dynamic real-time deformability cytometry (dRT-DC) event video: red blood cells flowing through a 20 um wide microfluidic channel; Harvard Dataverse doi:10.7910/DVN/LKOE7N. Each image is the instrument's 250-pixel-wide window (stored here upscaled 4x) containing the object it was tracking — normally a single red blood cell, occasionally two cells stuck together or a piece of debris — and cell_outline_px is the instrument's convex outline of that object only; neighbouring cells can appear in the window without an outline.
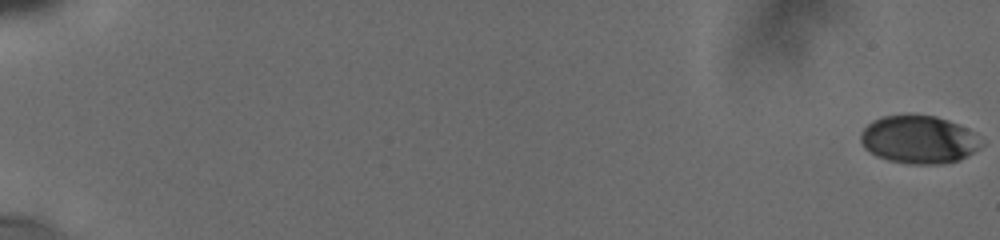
{"species": "human", "species_latin": "Homo sapiens", "temperature_condition": "cold", "stored_images_in_passage": 39, "camera_frame_rate_fps": 3000, "um_per_image_px": 0.085, "donor": {"sex": "male"}, "frame": {"image": 1, "passage_image": 1, "time_ms": 0.0, "image_size_px": [1000, 240], "cell_outline_px": [[984, 144], [980, 148], [960, 160], [940, 164], [908, 164], [888, 160], [876, 156], [864, 148], [860, 140], [860, 132], [872, 120], [884, 116], [936, 116], [948, 120], [972, 132]], "centroid_in_image_um": [78.07, 11.89], "position_along_channel_um": 6.9, "area_um2": 33.47}}
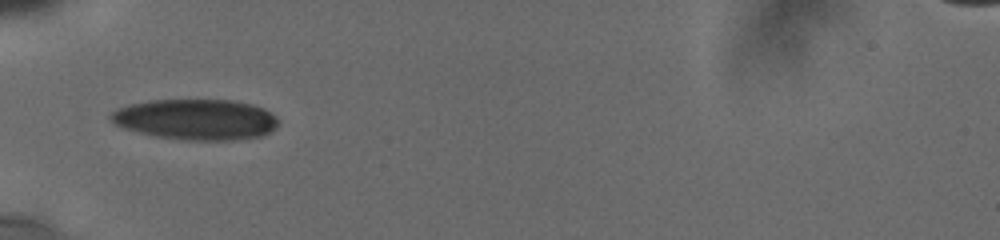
{"frame": {"image": 2, "passage_image": 20, "time_ms": 7.333, "image_size_px": [1000, 240], "cell_outline_px": [[280, 120], [276, 128], [260, 136], [232, 140], [188, 140], [156, 136], [140, 132], [116, 124], [108, 116], [112, 112], [128, 104], [152, 100], [228, 100], [252, 104], [264, 108]], "centroid_in_image_um": [16.69, 10.14], "position_along_channel_um": 68.3, "area_um2": 39.36}}
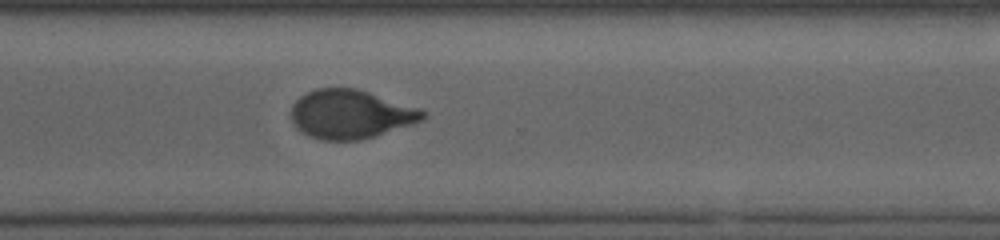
{"frame": {"image": 3, "passage_image": 39, "time_ms": 14.667, "image_size_px": [1000, 240], "cell_outline_px": [[424, 116], [420, 120], [360, 140], [320, 140], [308, 136], [296, 128], [292, 124], [292, 104], [300, 96], [316, 88], [356, 88], [420, 108], [424, 112]], "centroid_in_image_um": [29.72, 9.7], "position_along_channel_um": 340.9, "area_um2": 36.93}}